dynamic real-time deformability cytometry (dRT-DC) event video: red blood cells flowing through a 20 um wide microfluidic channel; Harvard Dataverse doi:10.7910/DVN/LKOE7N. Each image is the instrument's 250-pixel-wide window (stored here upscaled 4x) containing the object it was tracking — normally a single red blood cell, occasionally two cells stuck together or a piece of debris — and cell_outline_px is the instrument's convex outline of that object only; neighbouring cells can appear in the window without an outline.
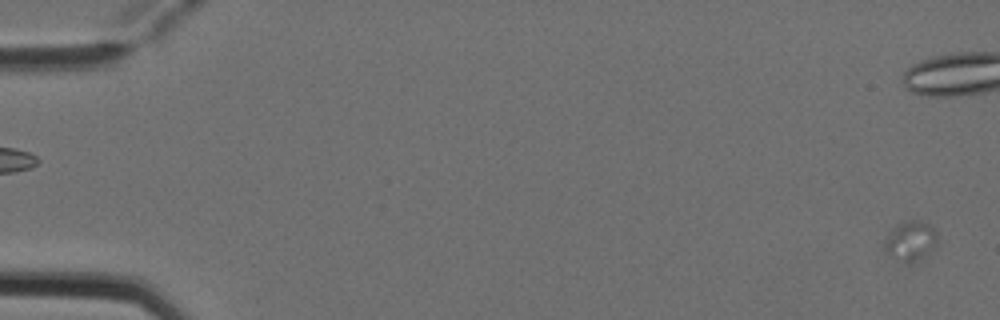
{"species": "Egyptian fruit bat (a non-hibernating species)", "species_latin": "Rousettus aegyptiacus", "temperature_condition": "cold", "stored_images_in_passage": 4, "camera_frame_rate_fps": 3000, "um_per_image_px": 0.085, "animal": {"sex": "female"}, "frame": {"image": 1, "passage_image": 4, "time_ms": 1.0, "image_size_px": [1000, 320], "cell_outline_px": [[936, 248], [912, 264], [904, 264], [896, 260], [880, 248], [884, 240], [892, 228], [896, 224], [904, 220], [920, 220], [932, 224], [936, 228]], "centroid_in_image_um": [77.37, 20.48], "position_along_channel_um": 7.6, "area_um2": 13.01}}